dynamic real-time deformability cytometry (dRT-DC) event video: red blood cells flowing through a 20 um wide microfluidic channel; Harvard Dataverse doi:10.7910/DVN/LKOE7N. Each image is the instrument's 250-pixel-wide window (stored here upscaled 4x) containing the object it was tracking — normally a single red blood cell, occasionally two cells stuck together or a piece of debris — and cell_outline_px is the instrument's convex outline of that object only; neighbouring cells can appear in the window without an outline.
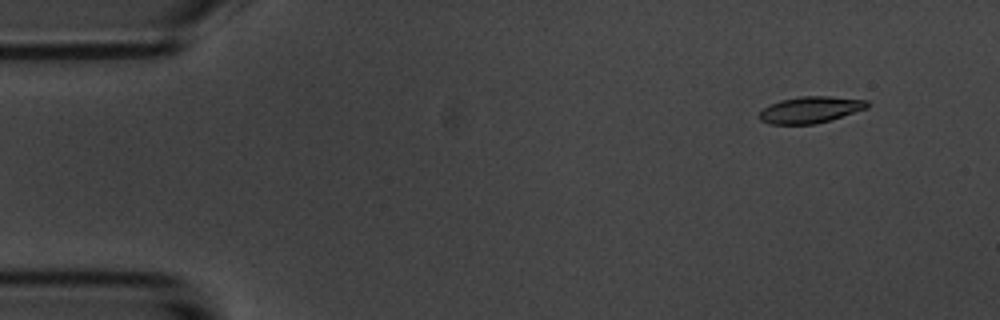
{"species": "common noctule bat (a hibernating species)", "species_latin": "Nyctalus noctula", "temperature_condition": "room temperature", "stored_images_in_passage": 17, "camera_frame_rate_fps": 3000, "um_per_image_px": 0.085, "animal": {"sex": "male", "body_mass_g": 20.1, "forearm_length_mm": 53.5}, "frame": {"image": 1, "passage_image": 5, "time_ms": 1.333, "image_size_px": [1000, 320], "cell_outline_px": [[872, 104], [868, 108], [816, 124], [772, 124], [760, 120], [760, 112], [764, 108], [780, 100], [800, 96], [828, 96], [868, 100]], "centroid_in_image_um": [68.94, 9.32], "position_along_channel_um": 16.1, "area_um2": 16.59}}
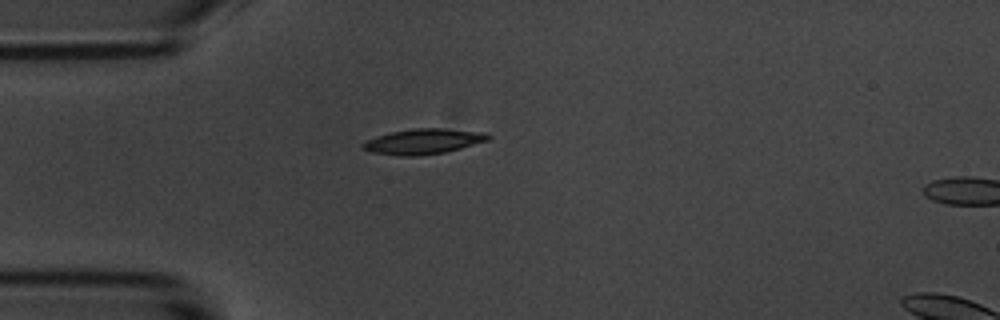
{"frame": {"image": 2, "passage_image": 15, "time_ms": 4.667, "image_size_px": [1000, 320], "cell_outline_px": [[492, 136], [488, 140], [460, 148], [444, 152], [420, 156], [400, 156], [372, 152], [360, 148], [360, 144], [368, 140], [392, 132], [416, 128], [444, 128], [488, 132]], "centroid_in_image_um": [36.02, 12.02], "position_along_channel_um": 49.0, "area_um2": 18.44}}